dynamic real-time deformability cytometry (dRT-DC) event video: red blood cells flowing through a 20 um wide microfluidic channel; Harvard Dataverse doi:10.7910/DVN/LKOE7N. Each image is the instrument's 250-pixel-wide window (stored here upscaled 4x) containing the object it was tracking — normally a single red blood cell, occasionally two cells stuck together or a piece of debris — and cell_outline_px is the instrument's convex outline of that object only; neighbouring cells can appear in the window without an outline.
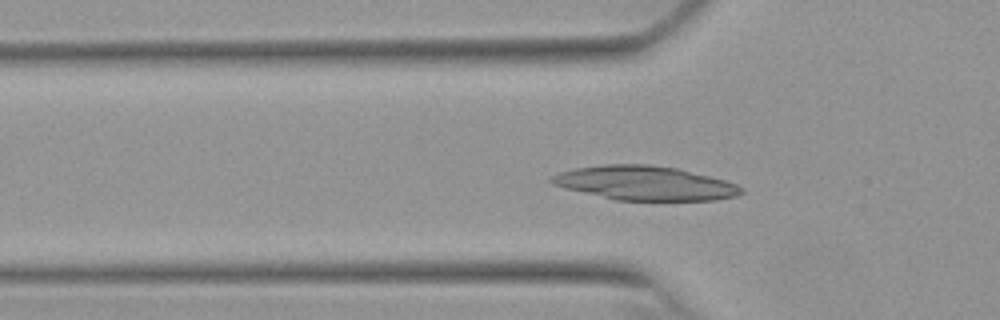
{"species": "Egyptian fruit bat (a non-hibernating species)", "species_latin": "Rousettus aegyptiacus", "temperature_condition": "warm", "stored_images_in_passage": 54, "camera_frame_rate_fps": 3000, "um_per_image_px": 0.085, "animal": {"sex": "female"}, "frame": {"image": 1, "passage_image": 17, "time_ms": 5.333, "image_size_px": [1000, 320], "cell_outline_px": [[744, 192], [736, 196], [716, 200], [616, 200], [564, 188], [552, 184], [548, 180], [552, 176], [560, 172], [576, 168], [604, 164], [648, 164], [680, 168], [724, 180], [736, 184], [744, 188]], "centroid_in_image_um": [54.83, 15.56], "position_along_channel_um": 71.0, "area_um2": 37.8}}
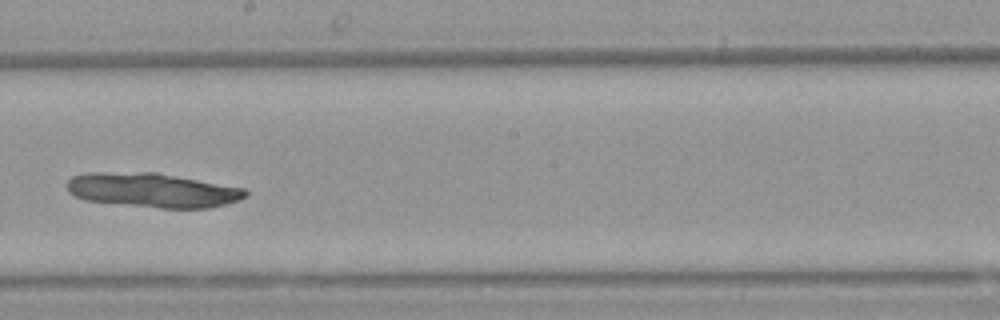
{"frame": {"image": 2, "passage_image": 30, "time_ms": 9.667, "image_size_px": [1000, 320], "cell_outline_px": [[248, 196], [240, 200], [208, 208], [160, 208], [84, 200], [68, 192], [68, 180], [72, 176], [88, 172], [156, 172], [244, 188], [248, 192]], "centroid_in_image_um": [12.97, 16.16], "position_along_channel_um": 235.2, "area_um2": 35.72}}
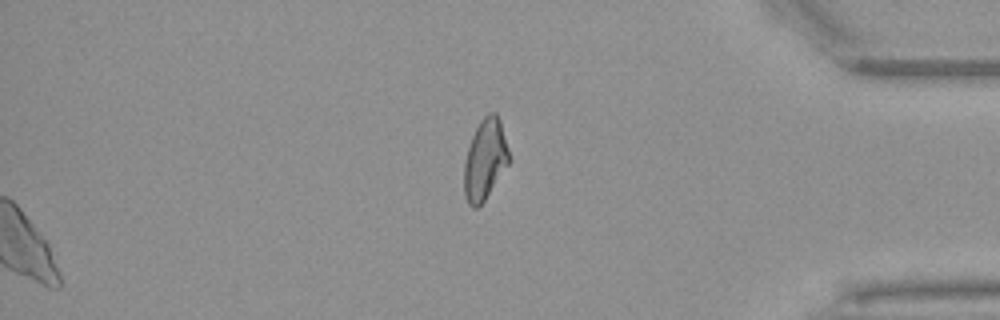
{"frame": {"image": 3, "passage_image": 54, "time_ms": 17.667, "image_size_px": [1000, 320], "cell_outline_px": [[512, 160], [484, 200], [476, 208], [472, 208], [468, 204], [464, 196], [464, 164], [468, 148], [472, 136], [480, 120], [488, 112], [496, 112], [500, 120]], "centroid_in_image_um": [41.24, 13.55], "position_along_channel_um": 394.0, "area_um2": 21.27}}